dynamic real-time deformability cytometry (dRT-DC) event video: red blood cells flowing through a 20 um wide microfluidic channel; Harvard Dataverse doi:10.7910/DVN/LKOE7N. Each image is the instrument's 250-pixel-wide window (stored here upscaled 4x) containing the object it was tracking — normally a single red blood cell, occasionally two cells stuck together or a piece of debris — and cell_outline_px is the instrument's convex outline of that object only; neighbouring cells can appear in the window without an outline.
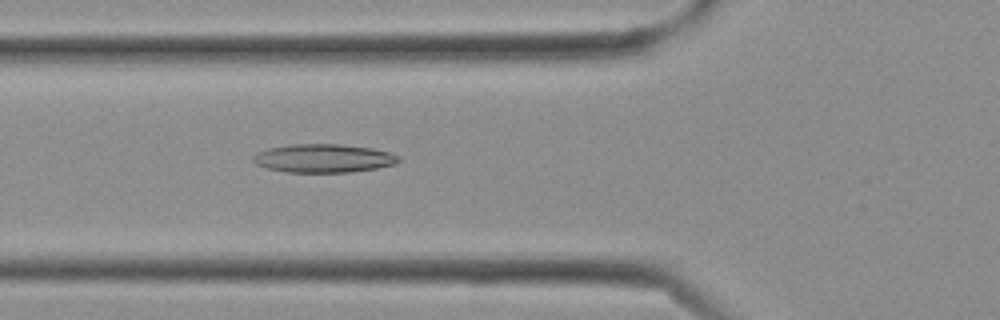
{"species": "Egyptian fruit bat (a non-hibernating species)", "species_latin": "Rousettus aegyptiacus", "temperature_condition": "cold", "stored_images_in_passage": 11, "camera_frame_rate_fps": 3000, "um_per_image_px": 0.085, "frame": {"image": 1, "passage_image": 11, "time_ms": 3.333, "image_size_px": [1000, 320], "cell_outline_px": [[400, 160], [396, 164], [376, 168], [352, 172], [288, 172], [268, 168], [256, 164], [252, 160], [252, 156], [256, 152], [268, 148], [292, 144], [340, 144], [372, 148], [388, 152], [400, 156]], "centroid_in_image_um": [27.5, 13.45], "position_along_channel_um": 98.3, "area_um2": 24.16}}